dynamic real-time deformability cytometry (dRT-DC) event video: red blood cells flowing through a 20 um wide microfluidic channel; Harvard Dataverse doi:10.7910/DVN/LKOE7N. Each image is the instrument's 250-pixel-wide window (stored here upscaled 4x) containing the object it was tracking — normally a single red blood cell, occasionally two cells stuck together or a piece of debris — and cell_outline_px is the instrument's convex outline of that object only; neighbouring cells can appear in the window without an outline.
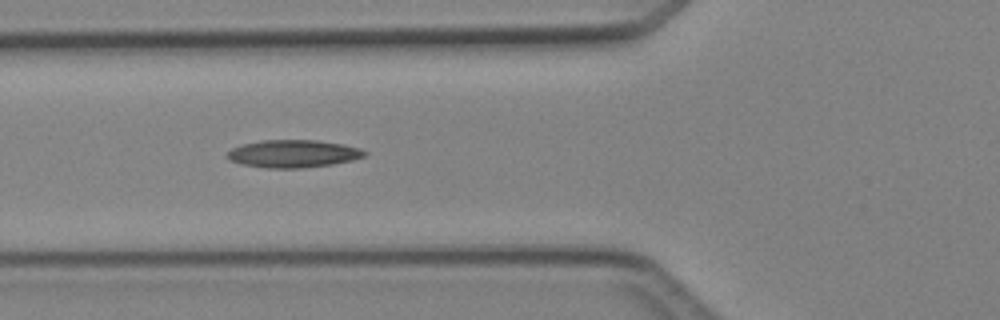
{"species": "Egyptian fruit bat (a non-hibernating species)", "species_latin": "Rousettus aegyptiacus", "temperature_condition": "cold", "stored_images_in_passage": 8, "camera_frame_rate_fps": 3000, "um_per_image_px": 0.085, "animal": {"sex": "female"}, "frame": {"image": 1, "passage_image": 6, "time_ms": 5.667, "image_size_px": [1000, 320], "cell_outline_px": [[368, 152], [364, 156], [352, 160], [332, 164], [304, 168], [264, 168], [240, 164], [228, 160], [224, 156], [232, 148], [244, 144], [264, 140], [316, 140], [340, 144], [360, 148]], "centroid_in_image_um": [24.88, 13.07], "position_along_channel_um": 100.9, "area_um2": 22.14}}
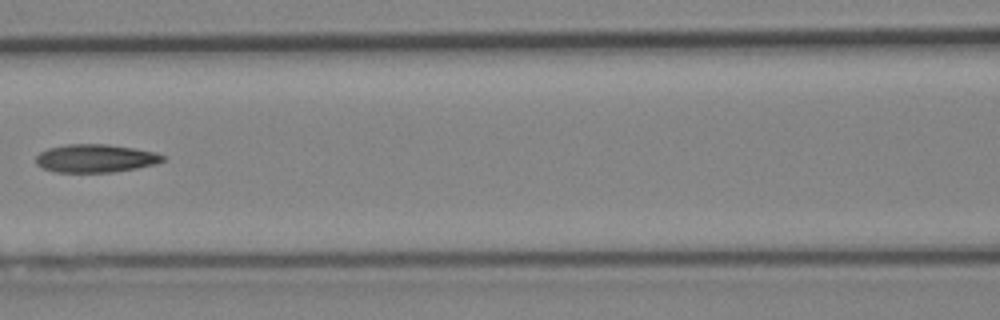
{"frame": {"image": 2, "passage_image": 7, "time_ms": 7.0, "image_size_px": [1000, 320], "cell_outline_px": [[164, 160], [156, 164], [136, 168], [112, 172], [56, 172], [44, 168], [36, 164], [36, 156], [40, 152], [48, 148], [68, 144], [108, 144], [156, 152], [164, 156]], "centroid_in_image_um": [8.11, 13.45], "position_along_channel_um": 158.5, "area_um2": 20.69}}
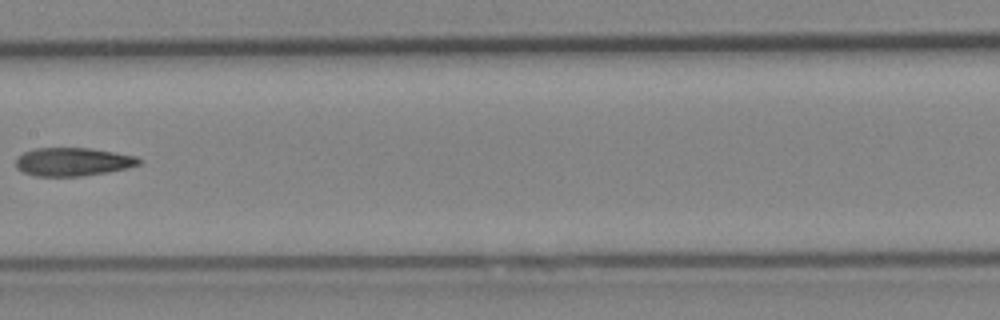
{"frame": {"image": 3, "passage_image": 8, "time_ms": 8.0, "image_size_px": [1000, 320], "cell_outline_px": [[144, 160], [140, 164], [128, 168], [108, 172], [80, 176], [36, 176], [24, 172], [16, 168], [16, 160], [24, 152], [32, 148], [92, 148], [136, 156]], "centroid_in_image_um": [6.23, 13.75], "position_along_channel_um": 201.2, "area_um2": 20.4}}